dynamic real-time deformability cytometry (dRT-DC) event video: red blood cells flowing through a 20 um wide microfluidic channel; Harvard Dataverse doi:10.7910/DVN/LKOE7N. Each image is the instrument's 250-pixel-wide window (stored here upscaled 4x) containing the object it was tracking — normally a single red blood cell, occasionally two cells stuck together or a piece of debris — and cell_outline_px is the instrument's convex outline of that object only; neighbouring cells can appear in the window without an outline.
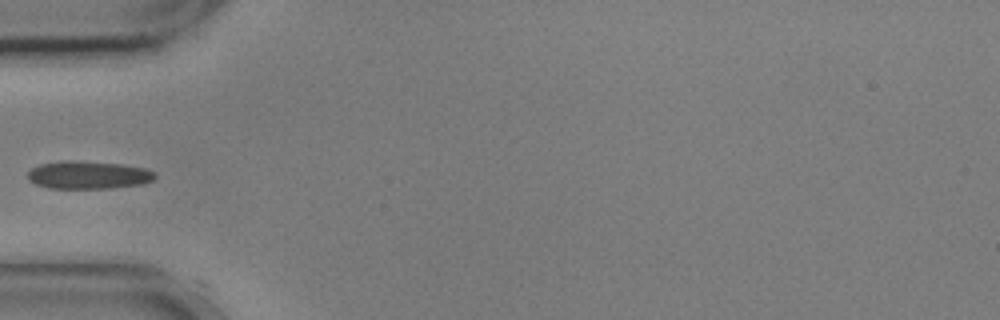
{"species": "common noctule bat (a hibernating species)", "species_latin": "Nyctalus noctula", "temperature_condition": "cold", "stored_images_in_passage": 38, "camera_frame_rate_fps": 3000, "um_per_image_px": 0.085, "animal": {"sex": "male", "body_mass_g": 17.9, "forearm_length_mm": 54.2}, "frame": {"image": 1, "passage_image": 1, "time_ms": 0.0, "image_size_px": [1000, 320], "cell_outline_px": [[156, 180], [144, 184], [108, 188], [48, 188], [36, 184], [28, 180], [28, 172], [32, 168], [40, 164], [60, 160], [72, 160], [120, 164], [144, 168], [156, 172]], "centroid_in_image_um": [7.52, 14.87], "position_along_channel_um": 77.5, "area_um2": 20.81}}
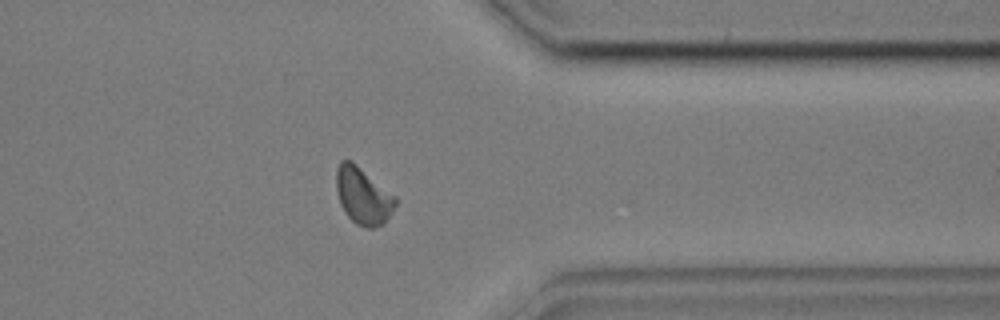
{"frame": {"image": 2, "passage_image": 27, "time_ms": 8.667, "image_size_px": [1000, 320], "cell_outline_px": [[396, 204], [392, 212], [384, 224], [372, 228], [368, 228], [356, 224], [344, 212], [340, 204], [336, 188], [336, 168], [340, 160], [352, 160], [396, 196]], "centroid_in_image_um": [30.85, 16.63], "position_along_channel_um": 380.5, "area_um2": 19.77}}